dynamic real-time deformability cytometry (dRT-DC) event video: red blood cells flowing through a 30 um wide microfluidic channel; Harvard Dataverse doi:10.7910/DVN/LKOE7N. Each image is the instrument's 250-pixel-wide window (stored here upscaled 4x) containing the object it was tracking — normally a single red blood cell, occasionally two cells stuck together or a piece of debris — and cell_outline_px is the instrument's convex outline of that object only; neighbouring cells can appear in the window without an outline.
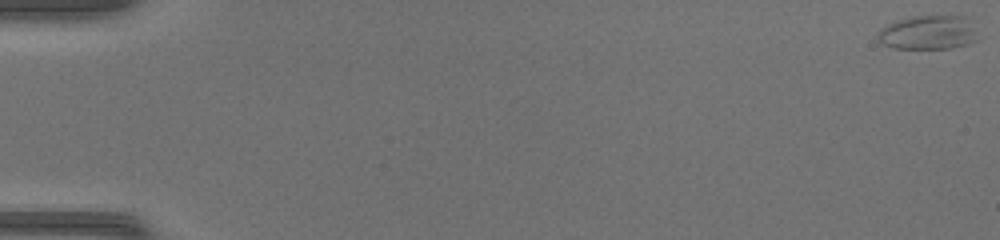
{"species": "common noctule bat (a hibernating species)", "species_latin": "Nyctalus noctula", "temperature_condition": "warm", "stored_images_in_passage": 50, "camera_frame_rate_fps": 3000, "um_per_image_px": 0.085, "animal": {"sex": "female", "body_mass_g": 17.0, "forearm_length_mm": 48.0}, "frame": {"image": 1, "passage_image": 1, "time_ms": 0.0, "image_size_px": [1000, 240], "cell_outline_px": [[980, 40], [968, 44], [952, 48], [892, 48], [880, 44], [876, 36], [876, 32], [880, 28], [896, 20], [912, 16], [964, 16]], "centroid_in_image_um": [78.82, 2.78], "position_along_channel_um": 6.2, "area_um2": 19.94}}
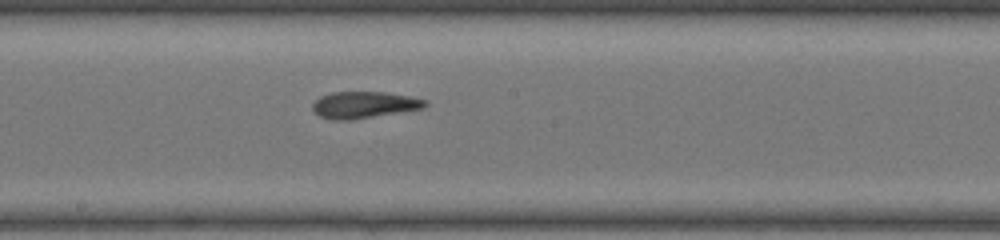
{"frame": {"image": 2, "passage_image": 29, "time_ms": 9.333, "image_size_px": [1000, 240], "cell_outline_px": [[428, 104], [424, 108], [352, 120], [332, 120], [320, 116], [312, 112], [312, 104], [320, 96], [332, 92], [384, 92], [412, 96], [428, 100]], "centroid_in_image_um": [30.95, 8.91], "position_along_channel_um": 217.3, "area_um2": 17.69}}
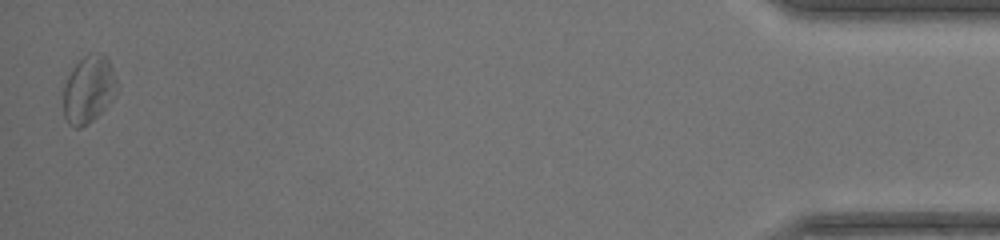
{"frame": {"image": 3, "passage_image": 50, "time_ms": 16.333, "image_size_px": [1000, 240], "cell_outline_px": [[116, 92], [112, 100], [88, 124], [80, 128], [76, 128], [68, 124], [64, 116], [64, 84], [68, 76], [76, 64], [88, 52], [104, 56], [108, 60], [112, 68], [116, 80]], "centroid_in_image_um": [7.51, 7.62], "position_along_channel_um": 427.7, "area_um2": 20.63}, "authors_computed_cell_mechanics": {"area_um2": 18.3804, "velocity_mm_per_s": 4.2808, "shape_relaxation_time_tau1_ms": 9.5555, "shape_relaxation_time_tau2_ms": 2.6393, "deformation_change_tau1": 0.2117, "deformation_change_tau2": 0.1084}}